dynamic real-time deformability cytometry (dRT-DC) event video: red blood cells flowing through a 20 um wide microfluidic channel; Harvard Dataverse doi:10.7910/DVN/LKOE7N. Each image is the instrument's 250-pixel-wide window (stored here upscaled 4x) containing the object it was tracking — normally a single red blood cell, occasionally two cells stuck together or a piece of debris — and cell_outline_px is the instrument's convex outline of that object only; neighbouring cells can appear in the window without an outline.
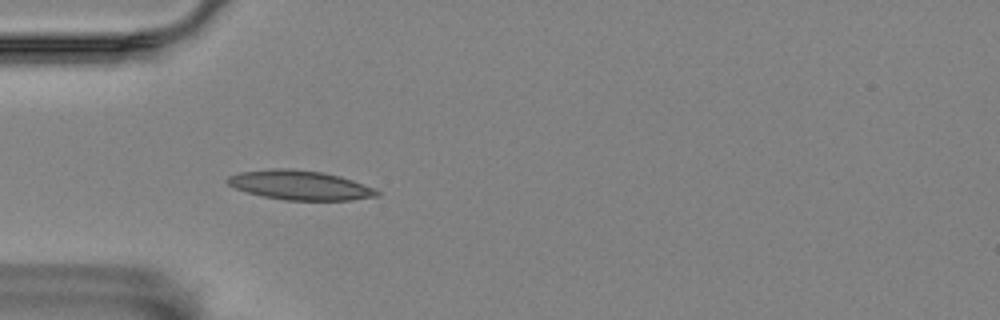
{"species": "Egyptian fruit bat (a non-hibernating species)", "species_latin": "Rousettus aegyptiacus", "temperature_condition": "room temperature", "stored_images_in_passage": 4, "camera_frame_rate_fps": 3000, "um_per_image_px": 0.085, "animal": {"sex": "female"}, "frame": {"image": 1, "passage_image": 3, "time_ms": 0.667, "image_size_px": [1000, 320], "cell_outline_px": [[380, 196], [352, 200], [284, 200], [264, 196], [248, 192], [236, 188], [228, 184], [224, 180], [228, 176], [240, 172], [272, 168], [292, 168], [324, 172], [340, 176], [352, 180], [372, 188], [380, 192]], "centroid_in_image_um": [25.48, 15.73], "position_along_channel_um": 59.5, "area_um2": 25.61}}
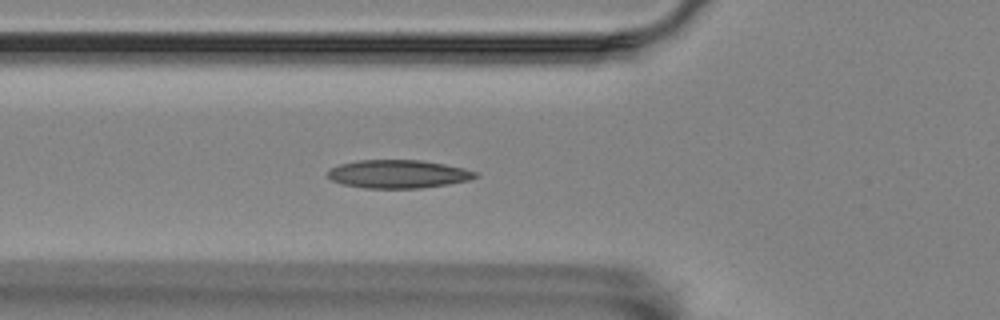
{"frame": {"image": 2, "passage_image": 4, "time_ms": 1.0, "image_size_px": [1000, 320], "cell_outline_px": [[480, 176], [468, 180], [448, 184], [420, 188], [364, 188], [344, 184], [332, 180], [328, 176], [328, 172], [332, 168], [340, 164], [360, 160], [420, 160], [444, 164], [464, 168], [480, 172]], "centroid_in_image_um": [33.9, 14.79], "position_along_channel_um": 91.9, "area_um2": 24.22}}